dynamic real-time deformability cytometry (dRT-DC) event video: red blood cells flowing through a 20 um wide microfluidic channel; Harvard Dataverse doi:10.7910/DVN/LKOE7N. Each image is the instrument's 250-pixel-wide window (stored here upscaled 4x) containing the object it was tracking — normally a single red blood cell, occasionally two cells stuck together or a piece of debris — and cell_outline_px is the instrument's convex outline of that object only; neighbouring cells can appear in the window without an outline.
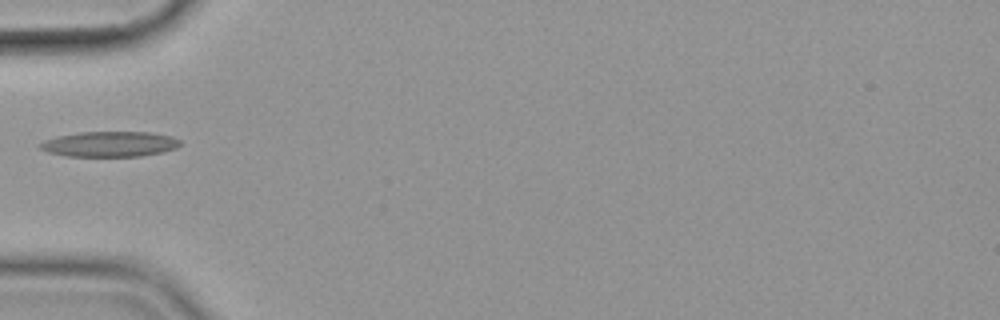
{"species": "common noctule bat (a hibernating species)", "species_latin": "Nyctalus noctula", "temperature_condition": "cold", "stored_images_in_passage": 38, "camera_frame_rate_fps": 3000, "um_per_image_px": 0.085, "animal": {"sex": "female", "body_mass_g": 19.9}, "frame": {"image": 1, "passage_image": 1, "time_ms": 0.0, "image_size_px": [1000, 320], "cell_outline_px": [[180, 144], [176, 148], [164, 152], [140, 156], [64, 156], [48, 152], [40, 148], [36, 144], [44, 140], [56, 136], [80, 132], [152, 132], [172, 136], [180, 140]], "centroid_in_image_um": [9.3, 12.24], "position_along_channel_um": 75.7, "area_um2": 20.87}}
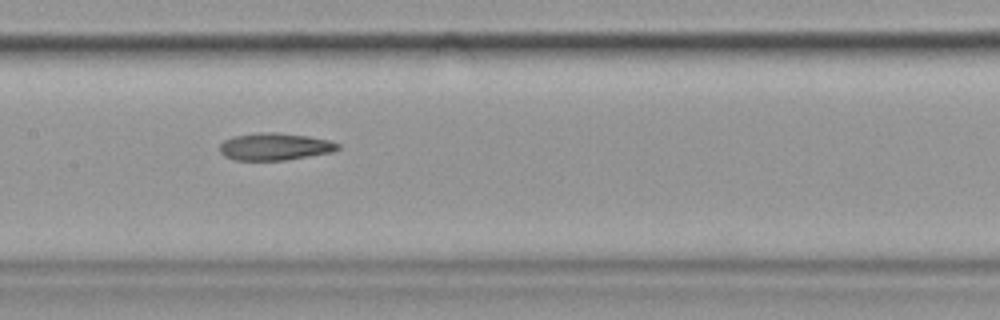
{"frame": {"image": 2, "passage_image": 10, "time_ms": 3.0, "image_size_px": [1000, 320], "cell_outline_px": [[340, 148], [332, 152], [284, 160], [232, 160], [224, 156], [220, 152], [220, 144], [224, 140], [232, 136], [256, 132], [276, 132], [308, 136], [328, 140], [340, 144]], "centroid_in_image_um": [23.32, 12.45], "position_along_channel_um": 184.1, "area_um2": 18.84}}
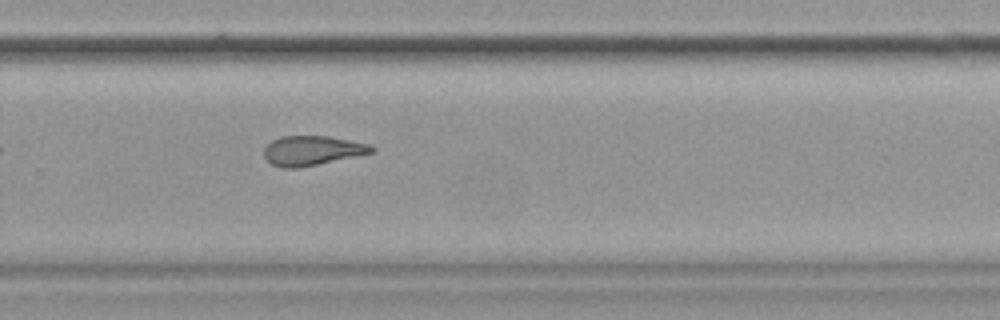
{"frame": {"image": 3, "passage_image": 20, "time_ms": 6.333, "image_size_px": [1000, 320], "cell_outline_px": [[376, 152], [296, 168], [284, 168], [272, 164], [264, 156], [264, 148], [272, 140], [280, 136], [328, 136], [372, 144], [376, 148]], "centroid_in_image_um": [26.57, 12.78], "position_along_channel_um": 303.2, "area_um2": 18.5}}